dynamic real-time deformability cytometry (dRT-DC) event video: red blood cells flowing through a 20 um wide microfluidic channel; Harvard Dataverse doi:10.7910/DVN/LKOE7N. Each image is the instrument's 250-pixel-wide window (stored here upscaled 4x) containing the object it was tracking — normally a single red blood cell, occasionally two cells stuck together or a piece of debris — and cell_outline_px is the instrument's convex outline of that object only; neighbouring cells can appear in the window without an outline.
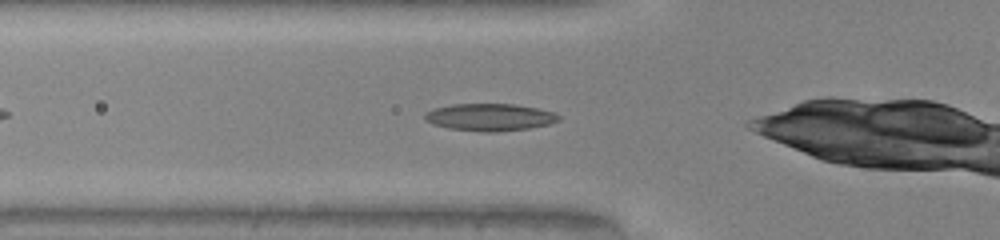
{"species": "common noctule bat (a hibernating species)", "species_latin": "Nyctalus noctula", "temperature_condition": "warm", "stored_images_in_passage": 35, "camera_frame_rate_fps": 3000, "um_per_image_px": 0.085, "animal": {"sex": "male", "body_mass_g": 20.0, "forearm_length_mm": 53.3}, "frame": {"image": 1, "passage_image": 2, "time_ms": 0.333, "image_size_px": [1000, 240], "cell_outline_px": [[560, 120], [548, 124], [528, 128], [496, 132], [484, 132], [448, 128], [432, 124], [424, 120], [424, 112], [432, 108], [452, 104], [516, 104], [556, 112], [560, 116]], "centroid_in_image_um": [41.6, 9.95], "position_along_channel_um": 84.2, "area_um2": 21.44}}
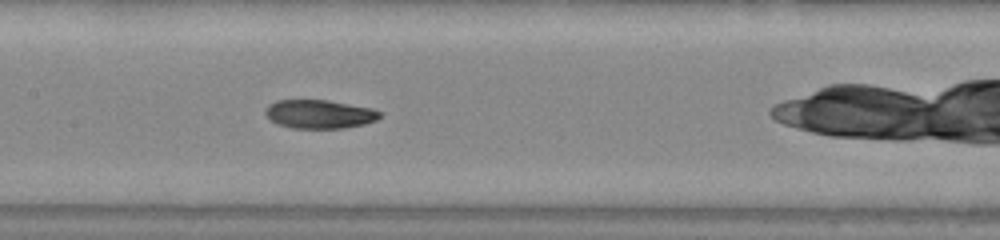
{"frame": {"image": 2, "passage_image": 9, "time_ms": 2.667, "image_size_px": [1000, 240], "cell_outline_px": [[380, 116], [376, 120], [364, 124], [344, 128], [292, 128], [276, 124], [264, 112], [268, 104], [276, 100], [328, 100], [372, 108], [380, 112]], "centroid_in_image_um": [27.13, 9.7], "position_along_channel_um": 180.3, "area_um2": 19.07}}
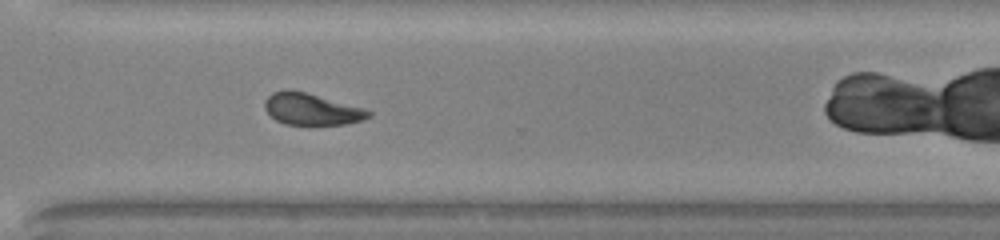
{"frame": {"image": 3, "passage_image": 21, "time_ms": 6.667, "image_size_px": [1000, 240], "cell_outline_px": [[372, 116], [348, 124], [312, 128], [284, 124], [276, 120], [264, 108], [264, 100], [272, 92], [284, 88], [288, 88], [304, 92], [364, 108], [372, 112]], "centroid_in_image_um": [26.46, 9.33], "position_along_channel_um": 344.1, "area_um2": 20.0}, "authors_computed_cell_mechanics": {"area_um2": 19.5942, "velocity_mm_per_s": 4.0938, "shape_relaxation_time_tau1_ms": 4.0861, "shape_relaxation_time_tau2_ms": 2.8271, "deformation_change_tau1": 0.1729, "deformation_change_tau2": 0.0835}}